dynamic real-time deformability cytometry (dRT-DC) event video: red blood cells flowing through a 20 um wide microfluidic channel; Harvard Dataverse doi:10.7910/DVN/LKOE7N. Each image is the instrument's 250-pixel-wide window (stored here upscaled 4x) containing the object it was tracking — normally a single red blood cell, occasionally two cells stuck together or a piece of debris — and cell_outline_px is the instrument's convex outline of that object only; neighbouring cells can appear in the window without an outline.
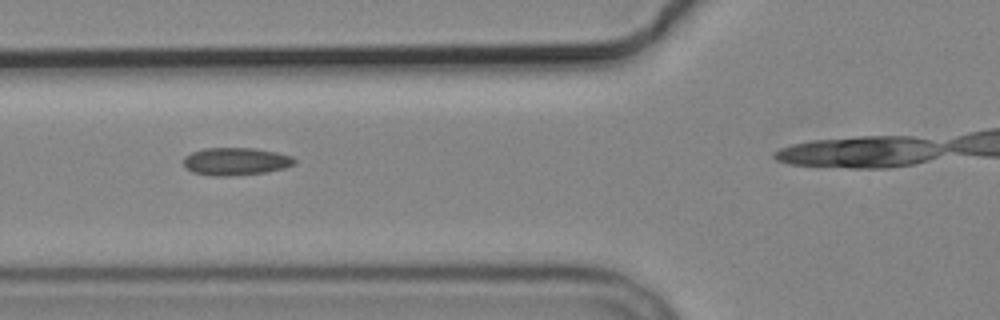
{"species": "common noctule bat (a hibernating species)", "species_latin": "Nyctalus noctula", "temperature_condition": "cold", "stored_images_in_passage": 6, "camera_frame_rate_fps": 3000, "um_per_image_px": 0.085, "animal": {"sex": "male", "body_mass_g": 19.2, "forearm_length_mm": 51.8}, "frame": {"image": 1, "passage_image": 2, "time_ms": 1.0, "image_size_px": [1000, 320], "cell_outline_px": [[296, 164], [284, 168], [268, 172], [228, 176], [216, 176], [192, 172], [184, 168], [184, 156], [192, 152], [204, 148], [256, 148], [276, 152], [292, 156], [296, 160]], "centroid_in_image_um": [20.05, 13.72], "position_along_channel_um": 105.8, "area_um2": 18.03}}
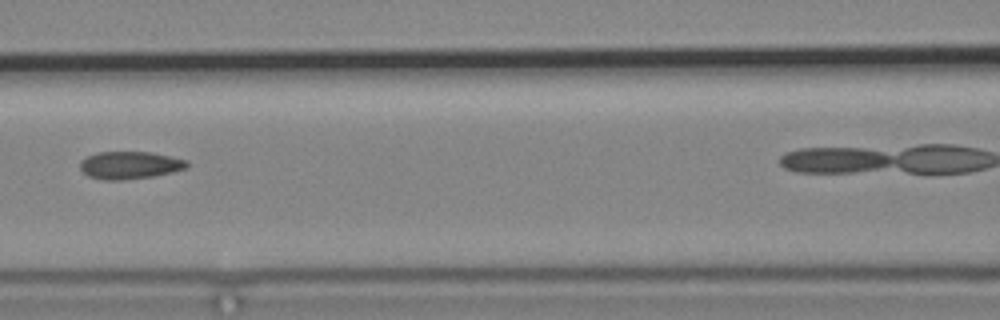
{"frame": {"image": 2, "passage_image": 3, "time_ms": 2.333, "image_size_px": [1000, 320], "cell_outline_px": [[188, 164], [184, 168], [172, 172], [152, 176], [120, 180], [104, 180], [88, 176], [80, 168], [80, 160], [96, 152], [152, 152], [188, 160]], "centroid_in_image_um": [11.01, 14.03], "position_along_channel_um": 155.6, "area_um2": 17.05}}
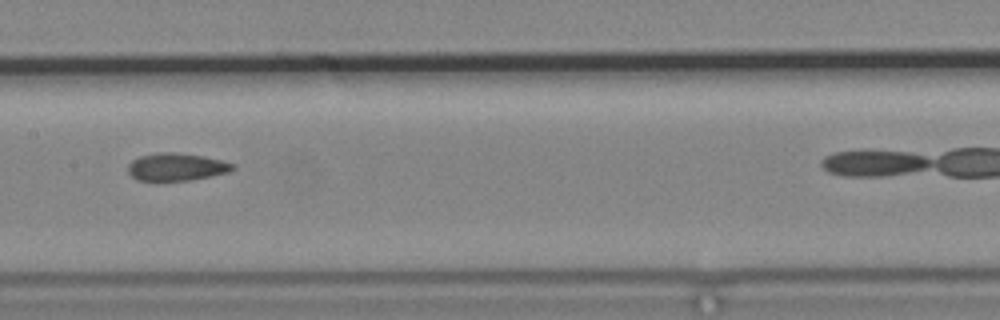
{"frame": {"image": 3, "passage_image": 4, "time_ms": 3.333, "image_size_px": [1000, 320], "cell_outline_px": [[236, 168], [228, 172], [188, 180], [136, 180], [128, 172], [128, 164], [132, 160], [140, 156], [160, 152], [172, 152], [204, 156], [236, 164]], "centroid_in_image_um": [14.99, 14.18], "position_along_channel_um": 192.4, "area_um2": 16.65}}